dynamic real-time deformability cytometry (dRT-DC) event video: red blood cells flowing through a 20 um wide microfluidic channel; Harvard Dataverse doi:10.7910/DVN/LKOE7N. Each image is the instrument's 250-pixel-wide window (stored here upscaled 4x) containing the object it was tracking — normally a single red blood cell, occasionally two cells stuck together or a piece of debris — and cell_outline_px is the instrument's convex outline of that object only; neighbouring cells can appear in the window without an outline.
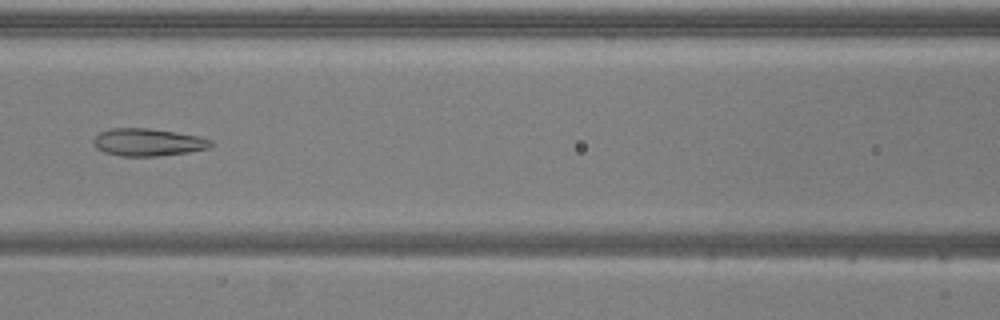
{"species": "common noctule bat (a hibernating species)", "species_latin": "Nyctalus noctula", "temperature_condition": "warm", "stored_images_in_passage": 47, "camera_frame_rate_fps": 3000, "um_per_image_px": 0.085, "animal": {"sex": "male", "body_mass_g": 20.5, "forearm_length_mm": 52.5}, "frame": {"image": 1, "passage_image": 19, "time_ms": 6.0, "image_size_px": [1000, 320], "cell_outline_px": [[212, 144], [208, 148], [188, 152], [156, 156], [120, 156], [104, 152], [96, 148], [92, 140], [100, 132], [112, 128], [148, 128], [200, 136], [212, 140]], "centroid_in_image_um": [12.56, 12.09], "position_along_channel_um": 154.0, "area_um2": 18.73}}
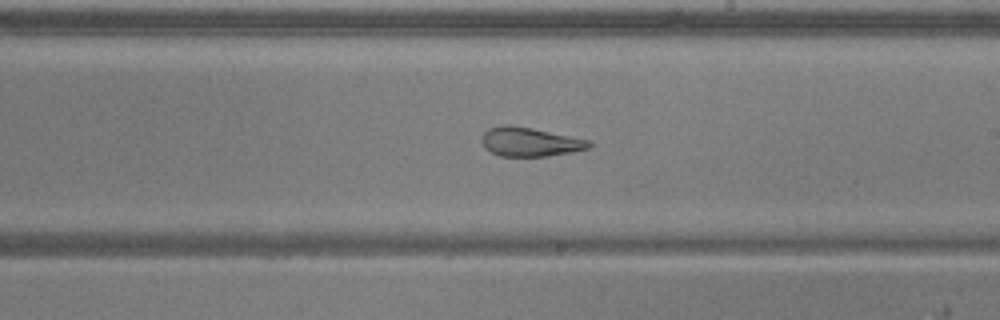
{"frame": {"image": 2, "passage_image": 26, "time_ms": 8.333, "image_size_px": [1000, 320], "cell_outline_px": [[592, 148], [572, 152], [548, 156], [500, 156], [484, 148], [480, 140], [484, 132], [488, 128], [504, 124], [508, 124], [532, 128], [592, 140]], "centroid_in_image_um": [45.07, 12.05], "position_along_channel_um": 243.9, "area_um2": 18.44}}
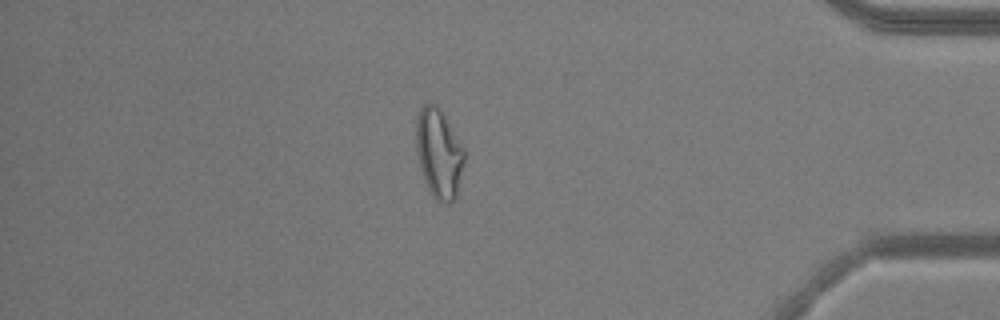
{"frame": {"image": 3, "passage_image": 41, "time_ms": 13.333, "image_size_px": [1000, 320], "cell_outline_px": [[464, 164], [456, 200], [452, 204], [440, 204], [432, 196], [424, 180], [420, 168], [416, 152], [416, 120], [420, 108], [424, 104], [436, 104], [440, 108], [464, 148]], "centroid_in_image_um": [37.31, 13.09], "position_along_channel_um": 397.9, "area_um2": 25.49}, "authors_computed_cell_mechanics": {"area_um2": 23.9292, "velocity_mm_per_s": 3.8605, "shape_relaxation_time_tau1_ms": null, "shape_relaxation_time_tau2_ms": 2.0701, "deformation_change_tau1": null, "deformation_change_tau2": 0.1151}}